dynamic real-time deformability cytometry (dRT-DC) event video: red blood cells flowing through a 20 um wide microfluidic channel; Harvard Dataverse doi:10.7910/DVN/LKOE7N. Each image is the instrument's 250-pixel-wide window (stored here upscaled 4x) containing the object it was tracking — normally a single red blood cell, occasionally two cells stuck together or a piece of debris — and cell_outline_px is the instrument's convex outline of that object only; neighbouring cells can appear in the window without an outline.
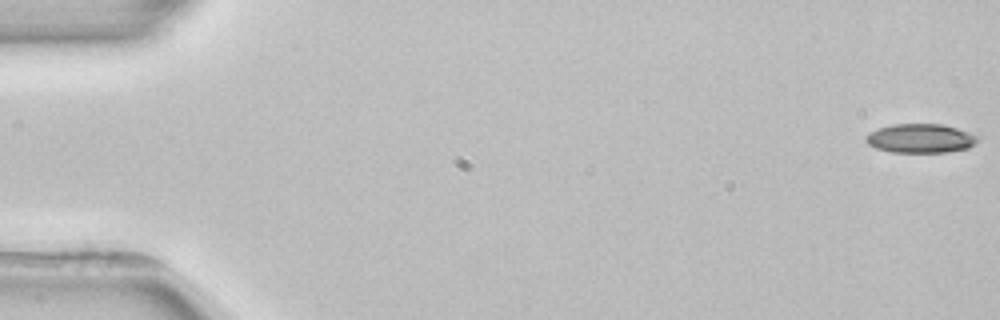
{"species": "common noctule bat (a hibernating species)", "species_latin": "Nyctalus noctula", "temperature_condition": "room temperature", "stored_images_in_passage": 5, "camera_frame_rate_fps": 3000, "um_per_image_px": 0.085, "animal": {"sex": "female", "body_mass_g": 22.7, "forearm_length_mm": 54.2}, "frame": {"image": 1, "passage_image": 1, "time_ms": 0.0, "image_size_px": [1000, 320], "cell_outline_px": [[976, 140], [968, 148], [948, 152], [892, 152], [876, 148], [868, 144], [864, 140], [864, 136], [880, 128], [892, 124], [944, 124], [968, 132], [976, 136]], "centroid_in_image_um": [78.2, 11.76], "position_along_channel_um": 6.8, "area_um2": 18.67}}
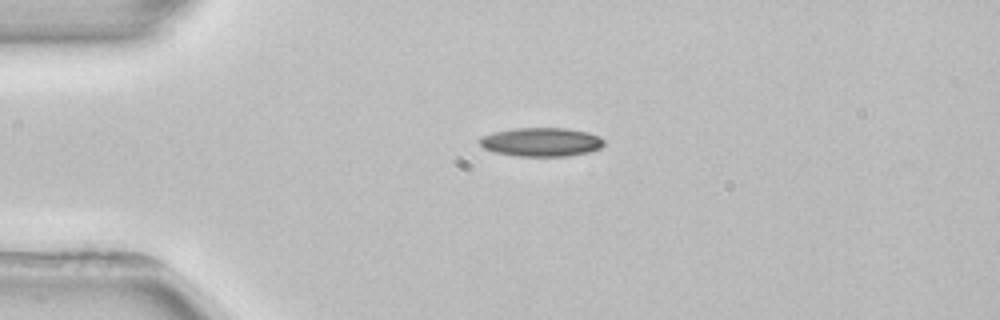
{"frame": {"image": 2, "passage_image": 4, "time_ms": 4.0, "image_size_px": [1000, 320], "cell_outline_px": [[604, 144], [600, 148], [588, 152], [568, 156], [516, 156], [496, 152], [484, 148], [480, 144], [480, 136], [492, 132], [516, 128], [568, 128], [588, 132], [600, 136], [604, 140]], "centroid_in_image_um": [46.02, 12.06], "position_along_channel_um": 39.0, "area_um2": 20.92}}
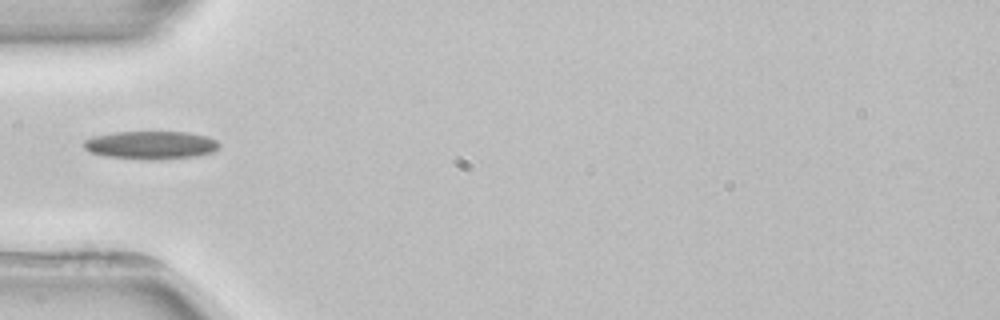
{"frame": {"image": 3, "passage_image": 5, "time_ms": 5.667, "image_size_px": [1000, 320], "cell_outline_px": [[220, 144], [216, 152], [196, 156], [160, 160], [148, 160], [104, 156], [88, 152], [84, 148], [84, 140], [92, 136], [116, 132], [188, 132], [208, 136], [216, 140]], "centroid_in_image_um": [12.84, 12.34], "position_along_channel_um": 72.2, "area_um2": 22.54}}